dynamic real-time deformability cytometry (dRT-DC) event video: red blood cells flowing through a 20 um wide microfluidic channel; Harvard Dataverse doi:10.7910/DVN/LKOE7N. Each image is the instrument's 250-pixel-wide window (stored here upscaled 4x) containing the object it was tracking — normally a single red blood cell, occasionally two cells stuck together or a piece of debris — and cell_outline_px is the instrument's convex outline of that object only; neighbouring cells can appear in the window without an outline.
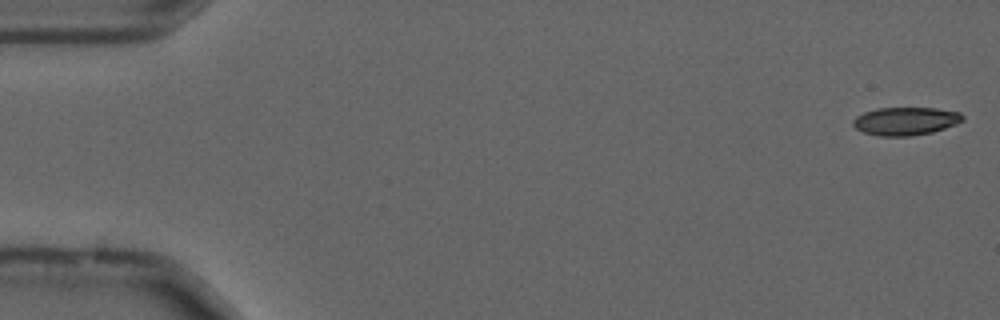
{"species": "common noctule bat (a hibernating species)", "species_latin": "Nyctalus noctula", "temperature_condition": "cold", "stored_images_in_passage": 16, "camera_frame_rate_fps": 3000, "um_per_image_px": 0.085, "animal": {"sex": "male", "forearm_length_mm": 52.5}, "frame": {"image": 1, "passage_image": 1, "time_ms": 0.0, "image_size_px": [1000, 320], "cell_outline_px": [[964, 120], [956, 124], [932, 132], [908, 136], [880, 136], [864, 132], [856, 128], [852, 124], [852, 120], [856, 116], [864, 112], [876, 108], [936, 108], [960, 112], [964, 116]], "centroid_in_image_um": [76.97, 10.29], "position_along_channel_um": 8.0, "area_um2": 17.92}}